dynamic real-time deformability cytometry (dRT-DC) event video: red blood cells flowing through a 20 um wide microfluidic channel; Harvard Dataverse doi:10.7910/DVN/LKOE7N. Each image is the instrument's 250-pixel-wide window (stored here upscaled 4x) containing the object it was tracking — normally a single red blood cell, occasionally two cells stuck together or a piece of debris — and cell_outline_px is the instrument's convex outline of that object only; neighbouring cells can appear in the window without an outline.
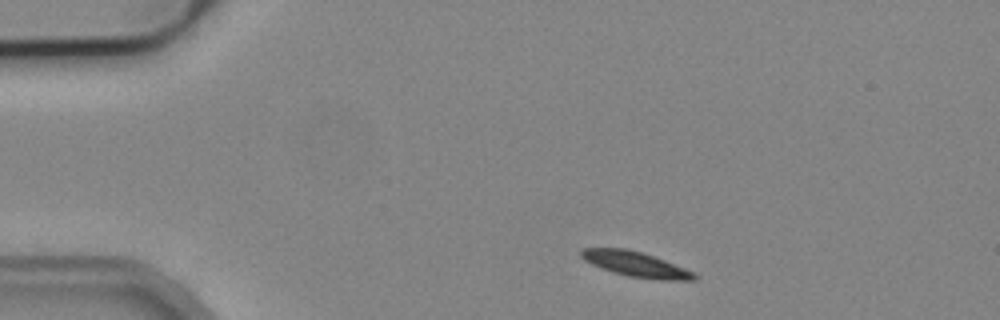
{"species": "common noctule bat (a hibernating species)", "species_latin": "Nyctalus noctula", "temperature_condition": "cold", "stored_images_in_passage": 6, "camera_frame_rate_fps": 3000, "um_per_image_px": 0.085, "animal": {"sex": "male", "body_mass_g": 19.2, "forearm_length_mm": 51.8}, "frame": {"image": 1, "passage_image": 1, "time_ms": 0.0, "image_size_px": [1000, 320], "cell_outline_px": [[700, 276], [696, 280], [660, 280], [628, 276], [612, 272], [592, 264], [584, 260], [580, 256], [580, 252], [584, 248], [628, 248], [664, 260], [696, 272]], "centroid_in_image_um": [54.08, 22.47], "position_along_channel_um": 30.9, "area_um2": 16.59}}
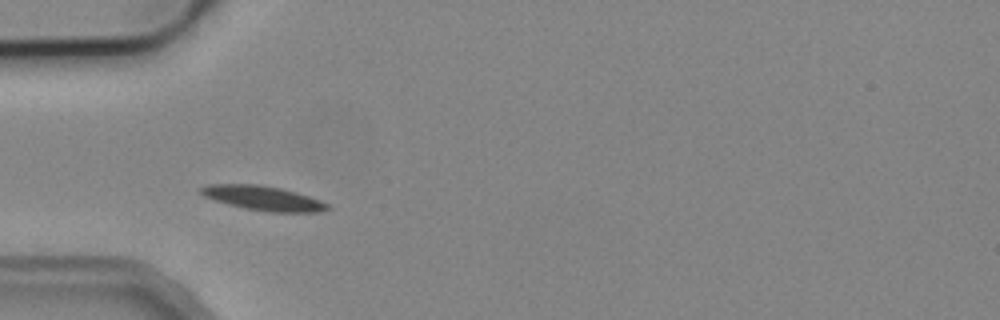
{"frame": {"image": 2, "passage_image": 3, "time_ms": 2.333, "image_size_px": [1000, 320], "cell_outline_px": [[332, 208], [320, 212], [268, 212], [244, 208], [228, 204], [204, 196], [200, 192], [200, 188], [208, 184], [260, 184], [280, 188], [296, 192], [320, 200], [328, 204]], "centroid_in_image_um": [22.39, 16.84], "position_along_channel_um": 62.6, "area_um2": 18.03}}